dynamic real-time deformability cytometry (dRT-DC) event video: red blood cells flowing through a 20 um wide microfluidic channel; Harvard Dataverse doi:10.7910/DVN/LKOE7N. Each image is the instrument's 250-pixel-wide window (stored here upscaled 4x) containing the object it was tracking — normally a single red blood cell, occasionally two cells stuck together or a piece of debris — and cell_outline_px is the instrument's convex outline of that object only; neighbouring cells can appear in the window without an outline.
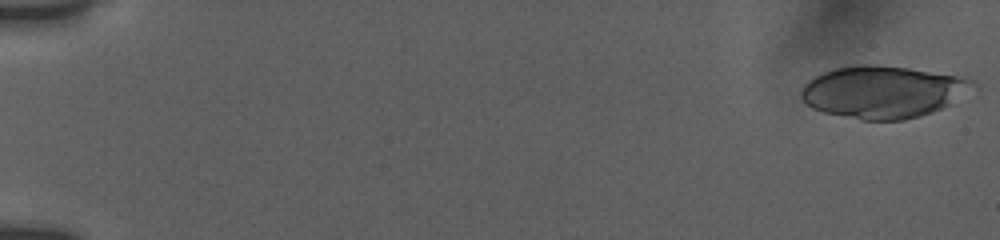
{"species": "human", "species_latin": "Homo sapiens", "temperature_condition": "room temperature", "stored_images_in_passage": 79, "segment_of_instrument_passage": [1, 2], "camera_frame_rate_fps": 3000, "um_per_image_px": 0.085, "donor": {"sex": "female"}, "frame": {"image": 1, "passage_image": 1, "time_ms": 0.0, "image_size_px": [1000, 240], "cell_outline_px": [[976, 84], [952, 104], [932, 112], [920, 116], [904, 120], [864, 120], [824, 112], [808, 104], [800, 96], [800, 92], [804, 84], [808, 80], [824, 72], [836, 68], [864, 64], [876, 64], [908, 68], [956, 76], [976, 80]], "centroid_in_image_um": [75.05, 7.81], "position_along_channel_um": 9.9, "area_um2": 51.73}}
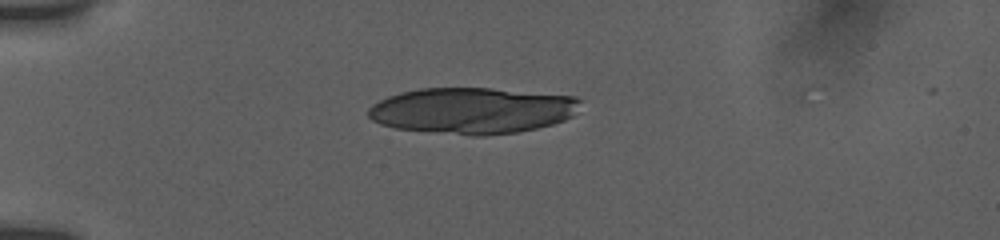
{"frame": {"image": 2, "passage_image": 20, "time_ms": 4.667, "image_size_px": [1000, 240], "cell_outline_px": [[580, 100], [572, 116], [564, 120], [552, 124], [536, 128], [516, 132], [484, 136], [472, 136], [396, 128], [380, 124], [372, 120], [368, 116], [368, 108], [372, 104], [388, 96], [400, 92], [420, 88], [492, 88], [572, 96]], "centroid_in_image_um": [40.09, 9.4], "position_along_channel_um": 44.9, "area_um2": 56.88}}